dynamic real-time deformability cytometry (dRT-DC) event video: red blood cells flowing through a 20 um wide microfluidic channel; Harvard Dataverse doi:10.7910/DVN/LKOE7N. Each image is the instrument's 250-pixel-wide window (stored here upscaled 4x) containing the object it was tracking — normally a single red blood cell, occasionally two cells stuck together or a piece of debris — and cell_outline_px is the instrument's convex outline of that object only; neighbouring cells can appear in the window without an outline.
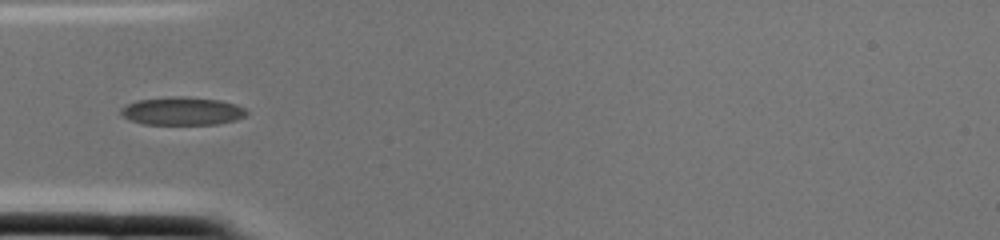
{"species": "common noctule bat (a hibernating species)", "species_latin": "Nyctalus noctula", "temperature_condition": "cold", "stored_images_in_passage": 2, "camera_frame_rate_fps": 3000, "um_per_image_px": 0.085, "animal": {"sex": "female", "body_mass_g": 22.0, "forearm_length_mm": 56.7}, "frame": {"image": 1, "passage_image": 2, "time_ms": 0.333, "image_size_px": [1000, 240], "cell_outline_px": [[248, 112], [244, 116], [236, 120], [220, 124], [144, 124], [128, 120], [120, 116], [120, 108], [136, 100], [172, 96], [184, 96], [220, 100], [236, 104], [244, 108]], "centroid_in_image_um": [15.46, 9.44], "position_along_channel_um": 69.5, "area_um2": 20.81}}